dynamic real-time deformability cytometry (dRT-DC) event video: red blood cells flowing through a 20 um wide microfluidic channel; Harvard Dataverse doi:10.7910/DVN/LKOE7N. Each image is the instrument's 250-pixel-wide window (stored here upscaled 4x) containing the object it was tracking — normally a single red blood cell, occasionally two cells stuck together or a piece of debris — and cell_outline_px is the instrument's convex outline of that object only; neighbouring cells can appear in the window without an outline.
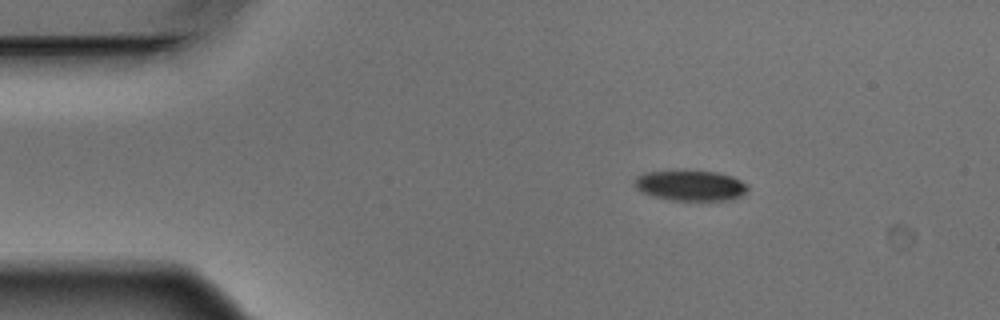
{"species": "Egyptian fruit bat (a non-hibernating species)", "species_latin": "Rousettus aegyptiacus", "temperature_condition": "warm", "stored_images_in_passage": 3, "camera_frame_rate_fps": 3000, "um_per_image_px": 0.085, "animal": {"sex": "male"}, "frame": {"image": 1, "passage_image": 1, "time_ms": 0.0, "image_size_px": [1000, 320], "cell_outline_px": [[748, 188], [740, 196], [732, 200], [672, 200], [656, 196], [644, 192], [636, 188], [632, 180], [636, 176], [644, 172], [684, 168], [716, 172], [732, 176], [748, 184]], "centroid_in_image_um": [58.66, 15.72], "position_along_channel_um": 26.3, "area_um2": 20.69}}